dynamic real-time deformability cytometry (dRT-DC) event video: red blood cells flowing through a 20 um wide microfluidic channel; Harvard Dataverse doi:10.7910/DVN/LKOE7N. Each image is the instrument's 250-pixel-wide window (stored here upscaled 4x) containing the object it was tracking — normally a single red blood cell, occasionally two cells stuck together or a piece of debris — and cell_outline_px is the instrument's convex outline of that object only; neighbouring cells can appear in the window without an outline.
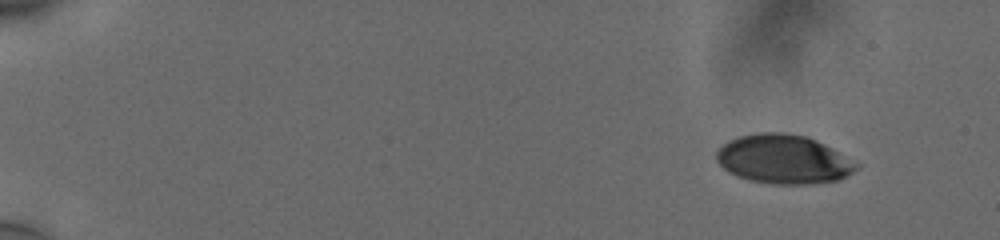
{"species": "human", "species_latin": "Homo sapiens", "temperature_condition": "cold", "stored_images_in_passage": 52, "camera_frame_rate_fps": 3000, "um_per_image_px": 0.085, "donor": {"sex": "male"}, "frame": {"image": 1, "passage_image": 1, "time_ms": 0.0, "image_size_px": [1000, 240], "cell_outline_px": [[860, 164], [852, 172], [840, 180], [812, 184], [772, 184], [748, 180], [728, 172], [716, 160], [716, 152], [728, 140], [736, 136], [756, 132], [784, 132], [804, 136], [816, 140], [832, 148]], "centroid_in_image_um": [66.58, 13.53], "position_along_channel_um": 18.4, "area_um2": 40.11}}
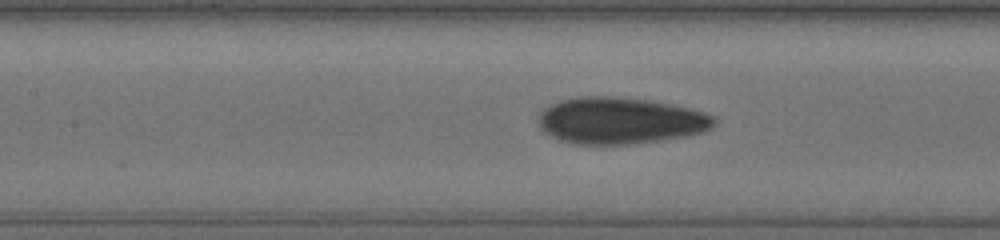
{"frame": {"image": 2, "passage_image": 24, "time_ms": 7.667, "image_size_px": [1000, 240], "cell_outline_px": [[716, 124], [712, 128], [704, 132], [688, 136], [632, 144], [576, 144], [560, 140], [544, 132], [540, 128], [540, 112], [544, 108], [560, 100], [576, 96], [612, 96], [648, 100], [668, 104], [716, 116]], "centroid_in_image_um": [52.71, 10.26], "position_along_channel_um": 154.7, "area_um2": 47.57}}
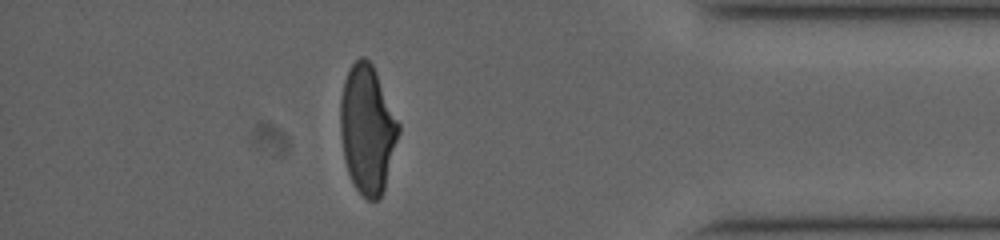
{"frame": {"image": 3, "passage_image": 46, "time_ms": 15.0, "image_size_px": [1000, 240], "cell_outline_px": [[400, 132], [384, 188], [380, 196], [376, 200], [368, 200], [356, 188], [348, 172], [344, 156], [340, 132], [340, 100], [344, 80], [352, 64], [360, 56], [364, 56], [372, 64], [376, 72], [400, 124]], "centroid_in_image_um": [31.22, 10.96], "position_along_channel_um": 404.0, "area_um2": 43.18}, "authors_computed_cell_mechanics": {"area_um2": 43.928, "velocity_mm_per_s": 3.7766, "shape_relaxation_time_tau1_ms": 6.3719, "shape_relaxation_time_tau2_ms": 0.979, "deformation_change_tau1": 0.1949, "deformation_change_tau2": 0.0577}}